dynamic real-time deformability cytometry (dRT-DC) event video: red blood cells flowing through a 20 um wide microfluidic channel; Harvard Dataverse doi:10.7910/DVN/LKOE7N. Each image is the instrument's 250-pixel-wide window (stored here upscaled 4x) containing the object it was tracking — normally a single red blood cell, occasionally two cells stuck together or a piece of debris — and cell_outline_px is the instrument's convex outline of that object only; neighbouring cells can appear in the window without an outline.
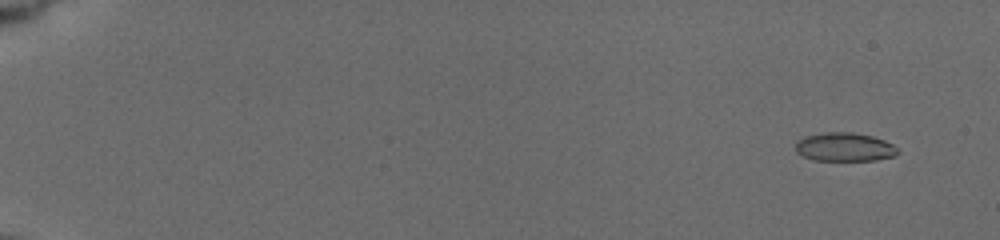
{"species": "common noctule bat (a hibernating species)", "species_latin": "Nyctalus noctula", "temperature_condition": "cold", "stored_images_in_passage": 26, "camera_frame_rate_fps": 3000, "um_per_image_px": 0.085, "animal": {"sex": "female", "body_mass_g": 19.5, "forearm_length_mm": 54.1}, "frame": {"image": 1, "passage_image": 4, "time_ms": 1.333, "image_size_px": [1000, 240], "cell_outline_px": [[900, 152], [896, 156], [876, 160], [812, 160], [796, 152], [796, 140], [804, 136], [820, 132], [852, 132], [872, 136], [884, 140], [892, 144]], "centroid_in_image_um": [71.77, 12.49], "position_along_channel_um": 13.2, "area_um2": 17.22}}
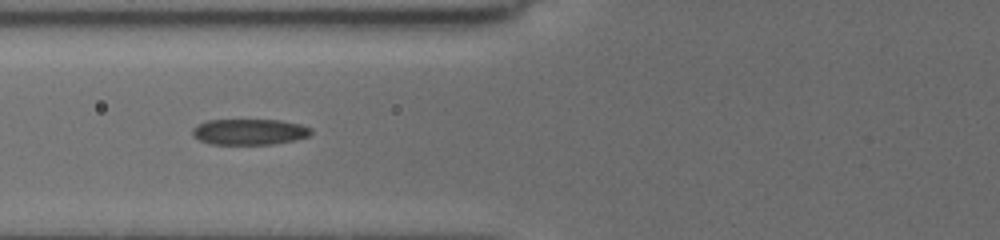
{"frame": {"image": 2, "passage_image": 20, "time_ms": 8.333, "image_size_px": [1000, 240], "cell_outline_px": [[312, 132], [308, 136], [296, 140], [272, 144], [212, 144], [200, 140], [192, 132], [192, 128], [196, 124], [208, 120], [280, 120], [300, 124], [312, 128]], "centroid_in_image_um": [21.22, 11.2], "position_along_channel_um": 104.6, "area_um2": 17.86}}
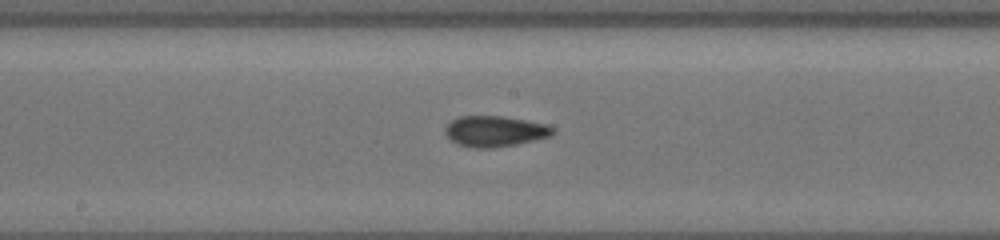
{"frame": {"image": 3, "passage_image": 26, "time_ms": 11.0, "image_size_px": [1000, 240], "cell_outline_px": [[556, 132], [552, 136], [516, 144], [496, 148], [476, 148], [456, 144], [444, 132], [444, 128], [452, 120], [460, 116], [504, 116], [548, 124], [556, 128]], "centroid_in_image_um": [42.11, 11.15], "position_along_channel_um": 206.1, "area_um2": 19.54}}